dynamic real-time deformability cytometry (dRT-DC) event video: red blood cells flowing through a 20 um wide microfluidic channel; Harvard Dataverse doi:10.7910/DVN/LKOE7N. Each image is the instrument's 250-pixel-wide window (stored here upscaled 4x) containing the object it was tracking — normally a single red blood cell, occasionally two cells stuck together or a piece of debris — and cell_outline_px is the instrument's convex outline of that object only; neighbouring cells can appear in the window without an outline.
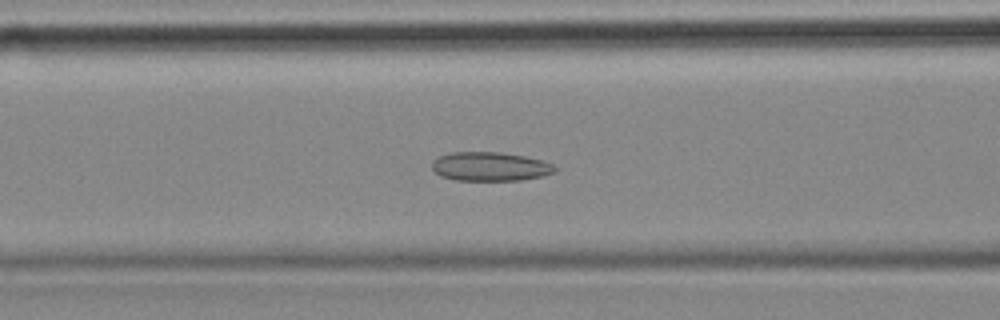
{"species": "common noctule bat (a hibernating species)", "species_latin": "Nyctalus noctula", "temperature_condition": "cold", "stored_images_in_passage": 31, "camera_frame_rate_fps": 3000, "um_per_image_px": 0.085, "animal": {"sex": "female", "body_mass_g": 18.4}, "frame": {"image": 1, "passage_image": 9, "time_ms": 2.667, "image_size_px": [1000, 320], "cell_outline_px": [[556, 168], [552, 172], [540, 176], [520, 180], [456, 180], [440, 176], [432, 168], [432, 160], [440, 156], [452, 152], [500, 152], [524, 156], [540, 160], [552, 164]], "centroid_in_image_um": [41.6, 14.15], "position_along_channel_um": 125.0, "area_um2": 20.46}}
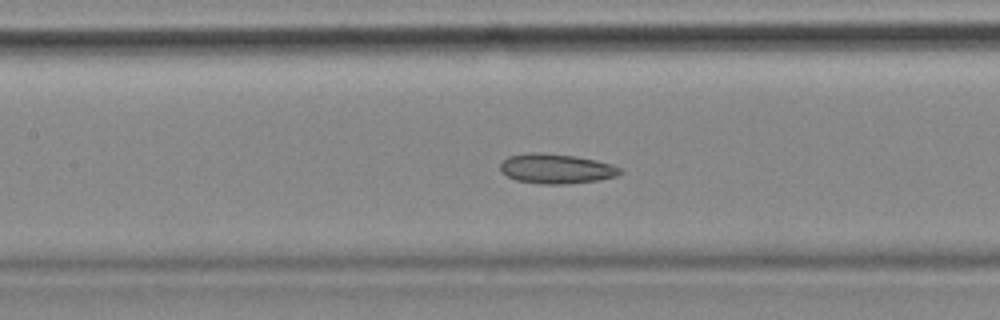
{"frame": {"image": 2, "passage_image": 12, "time_ms": 3.667, "image_size_px": [1000, 320], "cell_outline_px": [[624, 172], [616, 176], [600, 180], [564, 184], [540, 184], [516, 180], [500, 172], [500, 164], [508, 156], [528, 152], [536, 152], [576, 156], [596, 160], [612, 164], [620, 168]], "centroid_in_image_um": [47.28, 14.34], "position_along_channel_um": 160.1, "area_um2": 20.92}}
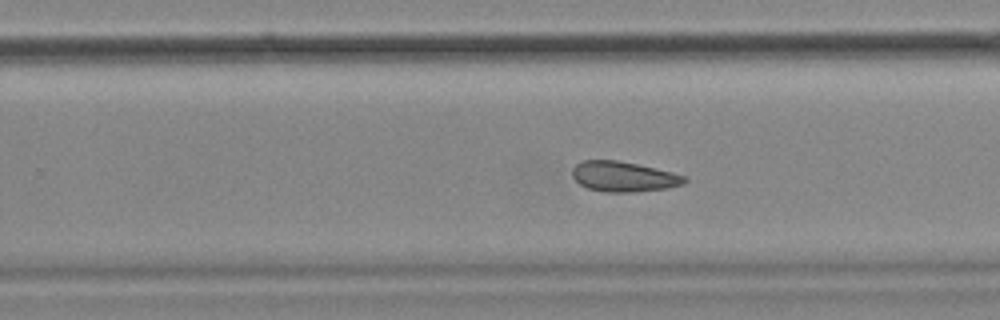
{"frame": {"image": 3, "passage_image": 22, "time_ms": 7.0, "image_size_px": [1000, 320], "cell_outline_px": [[688, 180], [684, 184], [668, 188], [636, 192], [604, 192], [588, 188], [580, 184], [572, 176], [572, 168], [576, 164], [584, 160], [616, 160], [636, 164], [672, 172], [684, 176]], "centroid_in_image_um": [53.0, 15.02], "position_along_channel_um": 276.8, "area_um2": 19.71}, "authors_computed_cell_mechanics": {"area_um2": 20.1144, "velocity_mm_per_s": 3.5179, "shape_relaxation_time_tau1_ms": null, "shape_relaxation_time_tau2_ms": 7.6848, "deformation_change_tau1": null, "deformation_change_tau2": 0.1523}}